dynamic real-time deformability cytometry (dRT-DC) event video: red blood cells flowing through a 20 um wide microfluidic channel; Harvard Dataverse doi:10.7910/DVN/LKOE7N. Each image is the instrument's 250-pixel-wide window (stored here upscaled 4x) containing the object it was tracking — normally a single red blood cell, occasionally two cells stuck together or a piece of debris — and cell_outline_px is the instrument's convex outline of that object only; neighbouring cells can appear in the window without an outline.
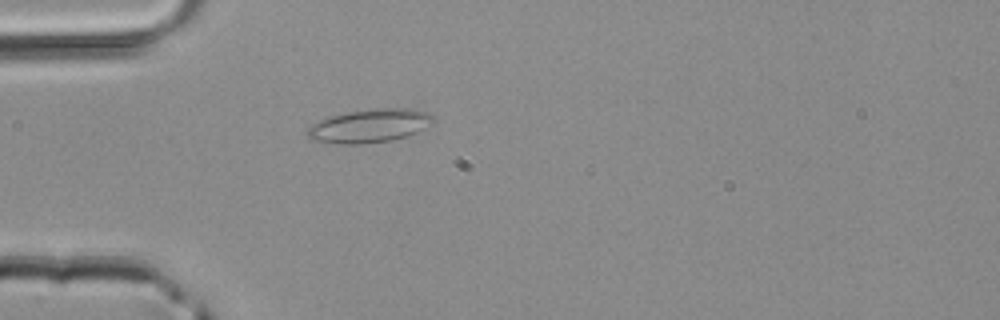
{"species": "common noctule bat (a hibernating species)", "species_latin": "Nyctalus noctula", "temperature_condition": "room temperature", "stored_images_in_passage": 2, "camera_frame_rate_fps": 3000, "um_per_image_px": 0.085, "animal": {"sex": "male", "body_mass_g": 20.4}, "frame": {"image": 1, "passage_image": 2, "time_ms": 0.333, "image_size_px": [1000, 320], "cell_outline_px": [[436, 120], [432, 124], [408, 136], [392, 140], [360, 144], [340, 144], [312, 140], [304, 132], [312, 124], [320, 120], [332, 116], [348, 112], [380, 108], [416, 108], [428, 112]], "centroid_in_image_um": [31.44, 10.69], "position_along_channel_um": 53.6, "area_um2": 24.62}}